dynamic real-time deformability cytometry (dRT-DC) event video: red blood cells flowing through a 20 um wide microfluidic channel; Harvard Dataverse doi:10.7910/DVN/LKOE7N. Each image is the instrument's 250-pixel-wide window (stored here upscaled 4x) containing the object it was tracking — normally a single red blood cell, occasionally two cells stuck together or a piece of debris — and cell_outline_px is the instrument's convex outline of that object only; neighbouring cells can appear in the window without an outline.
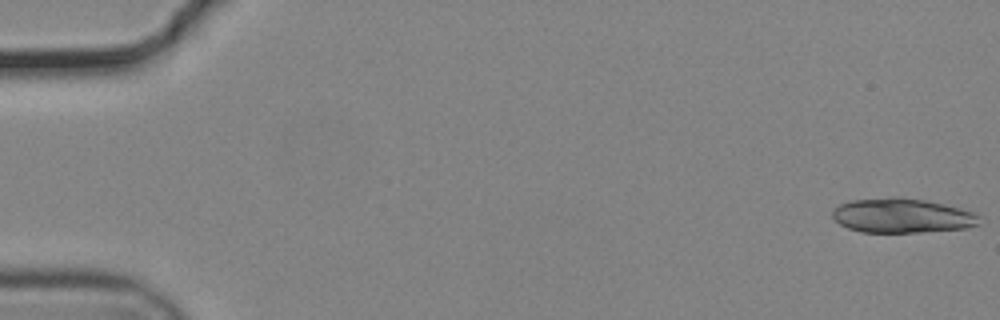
{"species": "common noctule bat (a hibernating species)", "species_latin": "Nyctalus noctula", "temperature_condition": "cold", "stored_images_in_passage": 18, "camera_frame_rate_fps": 3000, "um_per_image_px": 0.085, "animal": {"sex": "male", "body_mass_g": 19.2, "forearm_length_mm": 51.8}, "frame": {"image": 1, "passage_image": 1, "time_ms": 0.0, "image_size_px": [1000, 320], "cell_outline_px": [[980, 224], [968, 228], [920, 232], [860, 232], [848, 228], [840, 224], [832, 216], [832, 208], [848, 200], [892, 196], [924, 200], [944, 204], [960, 208], [972, 212], [980, 216]], "centroid_in_image_um": [76.65, 18.32], "position_along_channel_um": 8.4, "area_um2": 29.77}}